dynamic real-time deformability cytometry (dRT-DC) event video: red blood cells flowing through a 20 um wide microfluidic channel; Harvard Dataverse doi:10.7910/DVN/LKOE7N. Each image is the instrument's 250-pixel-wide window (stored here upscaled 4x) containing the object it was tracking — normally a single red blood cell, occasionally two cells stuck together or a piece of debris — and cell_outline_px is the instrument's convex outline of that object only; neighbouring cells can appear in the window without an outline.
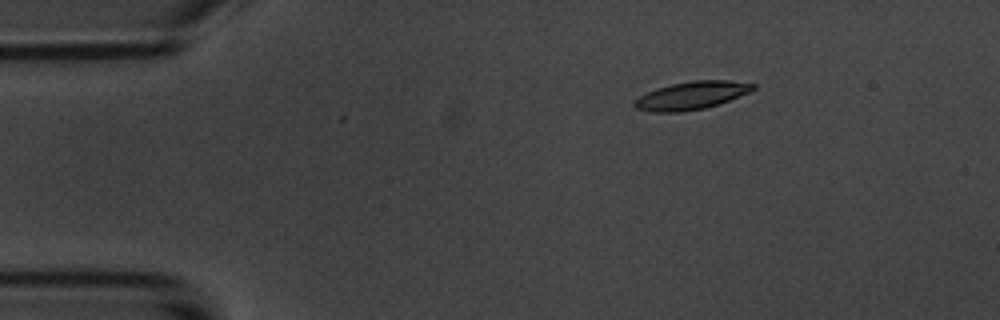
{"species": "common noctule bat (a hibernating species)", "species_latin": "Nyctalus noctula", "temperature_condition": "room temperature", "stored_images_in_passage": 4, "camera_frame_rate_fps": 3000, "um_per_image_px": 0.085, "animal": {"sex": "male", "body_mass_g": 20.1, "forearm_length_mm": 53.5}, "frame": {"image": 1, "passage_image": 1, "time_ms": 0.0, "image_size_px": [1000, 320], "cell_outline_px": [[756, 88], [752, 92], [704, 108], [680, 112], [652, 112], [636, 108], [632, 104], [632, 100], [656, 88], [672, 84], [692, 80], [728, 80], [756, 84]], "centroid_in_image_um": [58.77, 8.11], "position_along_channel_um": 26.2, "area_um2": 19.31}}